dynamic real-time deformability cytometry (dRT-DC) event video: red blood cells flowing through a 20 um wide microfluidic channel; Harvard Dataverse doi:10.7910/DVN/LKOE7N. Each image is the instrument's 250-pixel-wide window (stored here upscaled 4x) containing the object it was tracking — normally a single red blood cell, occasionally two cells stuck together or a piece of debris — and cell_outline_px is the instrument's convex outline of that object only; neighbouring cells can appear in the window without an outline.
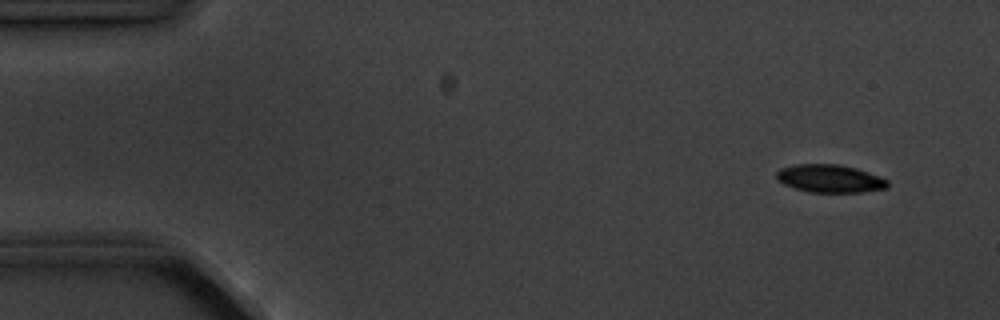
{"species": "common noctule bat (a hibernating species)", "species_latin": "Nyctalus noctula", "temperature_condition": "cold", "stored_images_in_passage": 4, "camera_frame_rate_fps": 3000, "um_per_image_px": 0.085, "animal": {"sex": "male", "body_mass_g": 20.1, "forearm_length_mm": 53.5}, "frame": {"image": 1, "passage_image": 1, "time_ms": 0.0, "image_size_px": [1000, 320], "cell_outline_px": [[888, 188], [864, 192], [808, 192], [784, 184], [776, 180], [776, 172], [780, 168], [796, 164], [840, 164], [856, 168], [888, 180]], "centroid_in_image_um": [70.52, 15.18], "position_along_channel_um": 14.5, "area_um2": 18.09}}